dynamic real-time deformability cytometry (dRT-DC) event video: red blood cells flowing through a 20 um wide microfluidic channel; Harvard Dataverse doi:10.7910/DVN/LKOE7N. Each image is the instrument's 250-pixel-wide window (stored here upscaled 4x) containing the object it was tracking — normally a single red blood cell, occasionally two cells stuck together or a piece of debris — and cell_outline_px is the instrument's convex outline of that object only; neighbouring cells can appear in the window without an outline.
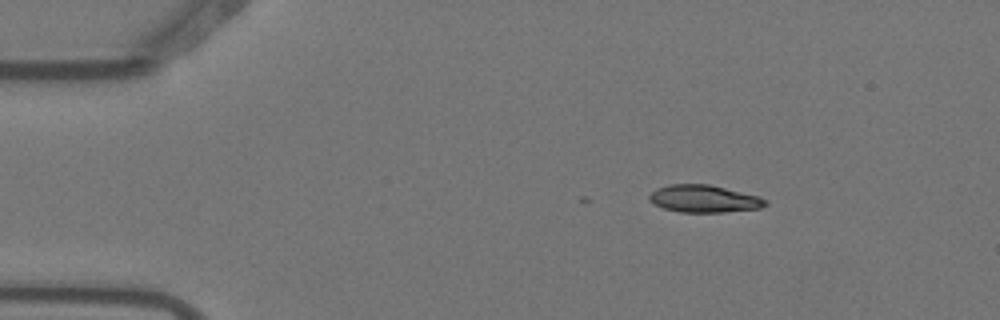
{"species": "Egyptian fruit bat (a non-hibernating species)", "species_latin": "Rousettus aegyptiacus", "temperature_condition": "warm", "stored_images_in_passage": 4, "camera_frame_rate_fps": 3000, "um_per_image_px": 0.085, "animal": {"sex": "female"}, "frame": {"image": 1, "passage_image": 2, "time_ms": 0.333, "image_size_px": [1000, 320], "cell_outline_px": [[768, 204], [760, 208], [724, 212], [680, 212], [664, 208], [648, 200], [648, 196], [656, 188], [668, 184], [708, 184], [760, 196], [768, 200]], "centroid_in_image_um": [59.85, 16.89], "position_along_channel_um": 25.1, "area_um2": 18.55}}